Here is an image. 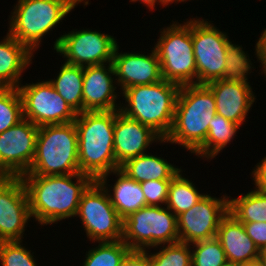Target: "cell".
<instances>
[{"mask_svg": "<svg viewBox=\"0 0 266 266\" xmlns=\"http://www.w3.org/2000/svg\"><path fill=\"white\" fill-rule=\"evenodd\" d=\"M240 126L216 114L209 124L205 143L195 152L196 156L212 159L234 139Z\"/></svg>", "mask_w": 266, "mask_h": 266, "instance_id": "obj_25", "label": "cell"}, {"mask_svg": "<svg viewBox=\"0 0 266 266\" xmlns=\"http://www.w3.org/2000/svg\"><path fill=\"white\" fill-rule=\"evenodd\" d=\"M117 45L111 35L83 29L61 35L53 47L66 63L85 67L112 62Z\"/></svg>", "mask_w": 266, "mask_h": 266, "instance_id": "obj_11", "label": "cell"}, {"mask_svg": "<svg viewBox=\"0 0 266 266\" xmlns=\"http://www.w3.org/2000/svg\"><path fill=\"white\" fill-rule=\"evenodd\" d=\"M229 198L205 194L193 207L178 215L179 242L191 244L215 238L221 220L229 212Z\"/></svg>", "mask_w": 266, "mask_h": 266, "instance_id": "obj_14", "label": "cell"}, {"mask_svg": "<svg viewBox=\"0 0 266 266\" xmlns=\"http://www.w3.org/2000/svg\"><path fill=\"white\" fill-rule=\"evenodd\" d=\"M23 119V104L18 88L0 87V133Z\"/></svg>", "mask_w": 266, "mask_h": 266, "instance_id": "obj_29", "label": "cell"}, {"mask_svg": "<svg viewBox=\"0 0 266 266\" xmlns=\"http://www.w3.org/2000/svg\"><path fill=\"white\" fill-rule=\"evenodd\" d=\"M22 241H1L0 262L2 266H36L34 255L26 249Z\"/></svg>", "mask_w": 266, "mask_h": 266, "instance_id": "obj_33", "label": "cell"}, {"mask_svg": "<svg viewBox=\"0 0 266 266\" xmlns=\"http://www.w3.org/2000/svg\"><path fill=\"white\" fill-rule=\"evenodd\" d=\"M119 169L138 183L171 180L179 171H182L168 163L164 158L147 154V152L127 160Z\"/></svg>", "mask_w": 266, "mask_h": 266, "instance_id": "obj_23", "label": "cell"}, {"mask_svg": "<svg viewBox=\"0 0 266 266\" xmlns=\"http://www.w3.org/2000/svg\"><path fill=\"white\" fill-rule=\"evenodd\" d=\"M160 33L154 48L160 61L163 79L180 86L197 84L192 19L182 25L173 22Z\"/></svg>", "mask_w": 266, "mask_h": 266, "instance_id": "obj_7", "label": "cell"}, {"mask_svg": "<svg viewBox=\"0 0 266 266\" xmlns=\"http://www.w3.org/2000/svg\"><path fill=\"white\" fill-rule=\"evenodd\" d=\"M192 250V266H222L227 262L220 241L215 237L194 243ZM195 248V249H194Z\"/></svg>", "mask_w": 266, "mask_h": 266, "instance_id": "obj_32", "label": "cell"}, {"mask_svg": "<svg viewBox=\"0 0 266 266\" xmlns=\"http://www.w3.org/2000/svg\"><path fill=\"white\" fill-rule=\"evenodd\" d=\"M260 258L264 261V263L266 265V248L261 251Z\"/></svg>", "mask_w": 266, "mask_h": 266, "instance_id": "obj_42", "label": "cell"}, {"mask_svg": "<svg viewBox=\"0 0 266 266\" xmlns=\"http://www.w3.org/2000/svg\"><path fill=\"white\" fill-rule=\"evenodd\" d=\"M115 118L116 110L84 111L74 120L80 173L94 181L119 169L114 155Z\"/></svg>", "mask_w": 266, "mask_h": 266, "instance_id": "obj_2", "label": "cell"}, {"mask_svg": "<svg viewBox=\"0 0 266 266\" xmlns=\"http://www.w3.org/2000/svg\"><path fill=\"white\" fill-rule=\"evenodd\" d=\"M33 56L25 45L7 32L0 41V87L18 88L21 73L30 66Z\"/></svg>", "mask_w": 266, "mask_h": 266, "instance_id": "obj_22", "label": "cell"}, {"mask_svg": "<svg viewBox=\"0 0 266 266\" xmlns=\"http://www.w3.org/2000/svg\"><path fill=\"white\" fill-rule=\"evenodd\" d=\"M112 173L113 175L116 174L118 178L112 187L113 190L111 189L113 191L111 194L107 187V177ZM97 181L106 189L110 202L122 220L142 207L147 206L140 183L129 178L120 169L113 170L100 177Z\"/></svg>", "mask_w": 266, "mask_h": 266, "instance_id": "obj_21", "label": "cell"}, {"mask_svg": "<svg viewBox=\"0 0 266 266\" xmlns=\"http://www.w3.org/2000/svg\"><path fill=\"white\" fill-rule=\"evenodd\" d=\"M39 127L23 119L0 133V177H21L34 160Z\"/></svg>", "mask_w": 266, "mask_h": 266, "instance_id": "obj_13", "label": "cell"}, {"mask_svg": "<svg viewBox=\"0 0 266 266\" xmlns=\"http://www.w3.org/2000/svg\"><path fill=\"white\" fill-rule=\"evenodd\" d=\"M222 266H242V264L239 263H233V262H226L225 264H223Z\"/></svg>", "mask_w": 266, "mask_h": 266, "instance_id": "obj_43", "label": "cell"}, {"mask_svg": "<svg viewBox=\"0 0 266 266\" xmlns=\"http://www.w3.org/2000/svg\"><path fill=\"white\" fill-rule=\"evenodd\" d=\"M122 241L131 250L140 251L177 243V217L167 207H142L123 220Z\"/></svg>", "mask_w": 266, "mask_h": 266, "instance_id": "obj_8", "label": "cell"}, {"mask_svg": "<svg viewBox=\"0 0 266 266\" xmlns=\"http://www.w3.org/2000/svg\"><path fill=\"white\" fill-rule=\"evenodd\" d=\"M154 141L162 143L163 139L150 127L116 110L114 155L119 168L127 160L145 154Z\"/></svg>", "mask_w": 266, "mask_h": 266, "instance_id": "obj_17", "label": "cell"}, {"mask_svg": "<svg viewBox=\"0 0 266 266\" xmlns=\"http://www.w3.org/2000/svg\"><path fill=\"white\" fill-rule=\"evenodd\" d=\"M116 46L112 64L115 80L121 91L136 85L154 84L163 80L161 65L155 48L148 55L139 53H118ZM117 77V79H116Z\"/></svg>", "mask_w": 266, "mask_h": 266, "instance_id": "obj_16", "label": "cell"}, {"mask_svg": "<svg viewBox=\"0 0 266 266\" xmlns=\"http://www.w3.org/2000/svg\"><path fill=\"white\" fill-rule=\"evenodd\" d=\"M23 117L38 127L73 122L77 113L59 95L49 81L18 86Z\"/></svg>", "mask_w": 266, "mask_h": 266, "instance_id": "obj_12", "label": "cell"}, {"mask_svg": "<svg viewBox=\"0 0 266 266\" xmlns=\"http://www.w3.org/2000/svg\"><path fill=\"white\" fill-rule=\"evenodd\" d=\"M171 180H154L140 182L147 206L167 204L168 190Z\"/></svg>", "mask_w": 266, "mask_h": 266, "instance_id": "obj_34", "label": "cell"}, {"mask_svg": "<svg viewBox=\"0 0 266 266\" xmlns=\"http://www.w3.org/2000/svg\"><path fill=\"white\" fill-rule=\"evenodd\" d=\"M130 251L122 240L99 242L87 252L83 266H120Z\"/></svg>", "mask_w": 266, "mask_h": 266, "instance_id": "obj_28", "label": "cell"}, {"mask_svg": "<svg viewBox=\"0 0 266 266\" xmlns=\"http://www.w3.org/2000/svg\"><path fill=\"white\" fill-rule=\"evenodd\" d=\"M243 47L230 42L227 46L224 80L249 84L248 73H251V60Z\"/></svg>", "mask_w": 266, "mask_h": 266, "instance_id": "obj_30", "label": "cell"}, {"mask_svg": "<svg viewBox=\"0 0 266 266\" xmlns=\"http://www.w3.org/2000/svg\"><path fill=\"white\" fill-rule=\"evenodd\" d=\"M255 48V55L257 56L258 61L260 60L259 62L263 67L262 70H264L266 68V29L261 33L259 40L256 42Z\"/></svg>", "mask_w": 266, "mask_h": 266, "instance_id": "obj_38", "label": "cell"}, {"mask_svg": "<svg viewBox=\"0 0 266 266\" xmlns=\"http://www.w3.org/2000/svg\"><path fill=\"white\" fill-rule=\"evenodd\" d=\"M216 238L220 241L228 262L244 264L260 258V250L247 235L244 226L232 214L221 220Z\"/></svg>", "mask_w": 266, "mask_h": 266, "instance_id": "obj_20", "label": "cell"}, {"mask_svg": "<svg viewBox=\"0 0 266 266\" xmlns=\"http://www.w3.org/2000/svg\"><path fill=\"white\" fill-rule=\"evenodd\" d=\"M80 173L78 134L75 123L53 124L38 129L34 160L22 176H51Z\"/></svg>", "mask_w": 266, "mask_h": 266, "instance_id": "obj_5", "label": "cell"}, {"mask_svg": "<svg viewBox=\"0 0 266 266\" xmlns=\"http://www.w3.org/2000/svg\"><path fill=\"white\" fill-rule=\"evenodd\" d=\"M217 114L214 94L206 85L180 87L172 129L163 140L195 153L204 143L209 124Z\"/></svg>", "mask_w": 266, "mask_h": 266, "instance_id": "obj_3", "label": "cell"}, {"mask_svg": "<svg viewBox=\"0 0 266 266\" xmlns=\"http://www.w3.org/2000/svg\"><path fill=\"white\" fill-rule=\"evenodd\" d=\"M83 77L84 67L65 62L56 79L48 80L77 114L83 112Z\"/></svg>", "mask_w": 266, "mask_h": 266, "instance_id": "obj_24", "label": "cell"}, {"mask_svg": "<svg viewBox=\"0 0 266 266\" xmlns=\"http://www.w3.org/2000/svg\"><path fill=\"white\" fill-rule=\"evenodd\" d=\"M159 252L149 254L151 266H192V250L188 243L160 245Z\"/></svg>", "mask_w": 266, "mask_h": 266, "instance_id": "obj_31", "label": "cell"}, {"mask_svg": "<svg viewBox=\"0 0 266 266\" xmlns=\"http://www.w3.org/2000/svg\"><path fill=\"white\" fill-rule=\"evenodd\" d=\"M256 189L266 192V157L262 159L252 171Z\"/></svg>", "mask_w": 266, "mask_h": 266, "instance_id": "obj_37", "label": "cell"}, {"mask_svg": "<svg viewBox=\"0 0 266 266\" xmlns=\"http://www.w3.org/2000/svg\"><path fill=\"white\" fill-rule=\"evenodd\" d=\"M247 235L254 241L257 248L264 250L266 248V222L242 223Z\"/></svg>", "mask_w": 266, "mask_h": 266, "instance_id": "obj_35", "label": "cell"}, {"mask_svg": "<svg viewBox=\"0 0 266 266\" xmlns=\"http://www.w3.org/2000/svg\"><path fill=\"white\" fill-rule=\"evenodd\" d=\"M82 2L89 4L87 0H18L8 33L34 53L43 37Z\"/></svg>", "mask_w": 266, "mask_h": 266, "instance_id": "obj_6", "label": "cell"}, {"mask_svg": "<svg viewBox=\"0 0 266 266\" xmlns=\"http://www.w3.org/2000/svg\"><path fill=\"white\" fill-rule=\"evenodd\" d=\"M242 266H266L264 261L261 258L249 261L247 263L242 264Z\"/></svg>", "mask_w": 266, "mask_h": 266, "instance_id": "obj_40", "label": "cell"}, {"mask_svg": "<svg viewBox=\"0 0 266 266\" xmlns=\"http://www.w3.org/2000/svg\"><path fill=\"white\" fill-rule=\"evenodd\" d=\"M131 2L141 1L145 6L149 7L150 9H154L156 3H160V0H130Z\"/></svg>", "mask_w": 266, "mask_h": 266, "instance_id": "obj_39", "label": "cell"}, {"mask_svg": "<svg viewBox=\"0 0 266 266\" xmlns=\"http://www.w3.org/2000/svg\"><path fill=\"white\" fill-rule=\"evenodd\" d=\"M20 178L27 192L31 216L43 226L76 217L81 196L94 181L82 173ZM75 178L77 182L72 181Z\"/></svg>", "mask_w": 266, "mask_h": 266, "instance_id": "obj_1", "label": "cell"}, {"mask_svg": "<svg viewBox=\"0 0 266 266\" xmlns=\"http://www.w3.org/2000/svg\"><path fill=\"white\" fill-rule=\"evenodd\" d=\"M180 85L165 79L145 85L128 87L121 92L125 107L119 111L150 127L163 140L169 135L175 115Z\"/></svg>", "mask_w": 266, "mask_h": 266, "instance_id": "obj_4", "label": "cell"}, {"mask_svg": "<svg viewBox=\"0 0 266 266\" xmlns=\"http://www.w3.org/2000/svg\"><path fill=\"white\" fill-rule=\"evenodd\" d=\"M227 33L204 19L192 20V43L197 70V85H206L224 77Z\"/></svg>", "mask_w": 266, "mask_h": 266, "instance_id": "obj_10", "label": "cell"}, {"mask_svg": "<svg viewBox=\"0 0 266 266\" xmlns=\"http://www.w3.org/2000/svg\"><path fill=\"white\" fill-rule=\"evenodd\" d=\"M179 171L169 185L166 207L177 217L193 207L205 194H200L193 182Z\"/></svg>", "mask_w": 266, "mask_h": 266, "instance_id": "obj_27", "label": "cell"}, {"mask_svg": "<svg viewBox=\"0 0 266 266\" xmlns=\"http://www.w3.org/2000/svg\"><path fill=\"white\" fill-rule=\"evenodd\" d=\"M229 213L239 222H266V192L255 188L247 194L229 199Z\"/></svg>", "mask_w": 266, "mask_h": 266, "instance_id": "obj_26", "label": "cell"}, {"mask_svg": "<svg viewBox=\"0 0 266 266\" xmlns=\"http://www.w3.org/2000/svg\"><path fill=\"white\" fill-rule=\"evenodd\" d=\"M76 216L80 217L90 241L113 242L123 238V220L98 181L83 192Z\"/></svg>", "mask_w": 266, "mask_h": 266, "instance_id": "obj_9", "label": "cell"}, {"mask_svg": "<svg viewBox=\"0 0 266 266\" xmlns=\"http://www.w3.org/2000/svg\"><path fill=\"white\" fill-rule=\"evenodd\" d=\"M145 251L131 250L120 266H151L149 254Z\"/></svg>", "mask_w": 266, "mask_h": 266, "instance_id": "obj_36", "label": "cell"}, {"mask_svg": "<svg viewBox=\"0 0 266 266\" xmlns=\"http://www.w3.org/2000/svg\"><path fill=\"white\" fill-rule=\"evenodd\" d=\"M31 216L24 183L20 177H0V242L22 241Z\"/></svg>", "mask_w": 266, "mask_h": 266, "instance_id": "obj_15", "label": "cell"}, {"mask_svg": "<svg viewBox=\"0 0 266 266\" xmlns=\"http://www.w3.org/2000/svg\"><path fill=\"white\" fill-rule=\"evenodd\" d=\"M214 94L218 115L241 126L256 96L249 84L231 80H215L206 84Z\"/></svg>", "mask_w": 266, "mask_h": 266, "instance_id": "obj_19", "label": "cell"}, {"mask_svg": "<svg viewBox=\"0 0 266 266\" xmlns=\"http://www.w3.org/2000/svg\"><path fill=\"white\" fill-rule=\"evenodd\" d=\"M184 1H187V0H160V4L163 6H167V5H169V3L171 4V3L175 2L177 4V3L184 2Z\"/></svg>", "mask_w": 266, "mask_h": 266, "instance_id": "obj_41", "label": "cell"}, {"mask_svg": "<svg viewBox=\"0 0 266 266\" xmlns=\"http://www.w3.org/2000/svg\"><path fill=\"white\" fill-rule=\"evenodd\" d=\"M261 73H264V76H266V68Z\"/></svg>", "mask_w": 266, "mask_h": 266, "instance_id": "obj_44", "label": "cell"}, {"mask_svg": "<svg viewBox=\"0 0 266 266\" xmlns=\"http://www.w3.org/2000/svg\"><path fill=\"white\" fill-rule=\"evenodd\" d=\"M114 75L112 62L108 65L106 63L84 67L83 112L120 109V106L116 104L119 95L115 92V80L113 82L114 78H112Z\"/></svg>", "mask_w": 266, "mask_h": 266, "instance_id": "obj_18", "label": "cell"}]
</instances>
